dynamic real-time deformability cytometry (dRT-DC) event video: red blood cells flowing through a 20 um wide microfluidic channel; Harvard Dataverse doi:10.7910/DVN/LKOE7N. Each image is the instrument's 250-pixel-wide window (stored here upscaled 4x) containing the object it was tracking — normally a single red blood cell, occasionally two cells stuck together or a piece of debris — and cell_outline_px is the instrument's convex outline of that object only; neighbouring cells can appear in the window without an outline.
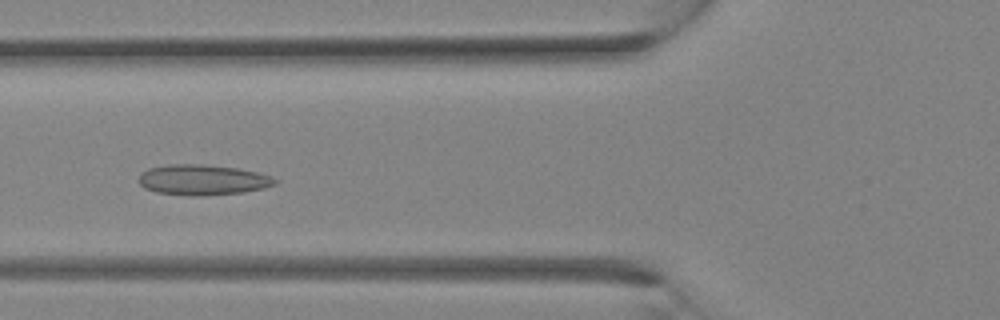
{"species": "Egyptian fruit bat (a non-hibernating species)", "species_latin": "Rousettus aegyptiacus", "temperature_condition": "room temperature", "stored_images_in_passage": 33, "camera_frame_rate_fps": 3000, "um_per_image_px": 0.085, "animal": {"sex": "female"}, "frame": {"image": 1, "passage_image": 13, "time_ms": 4.0, "image_size_px": [1000, 320], "cell_outline_px": [[280, 180], [276, 184], [264, 188], [244, 192], [196, 196], [156, 192], [144, 188], [136, 180], [140, 172], [148, 168], [168, 164], [200, 164], [236, 168], [256, 172], [272, 176]], "centroid_in_image_um": [17.2, 15.28], "position_along_channel_um": 108.6, "area_um2": 24.33}}
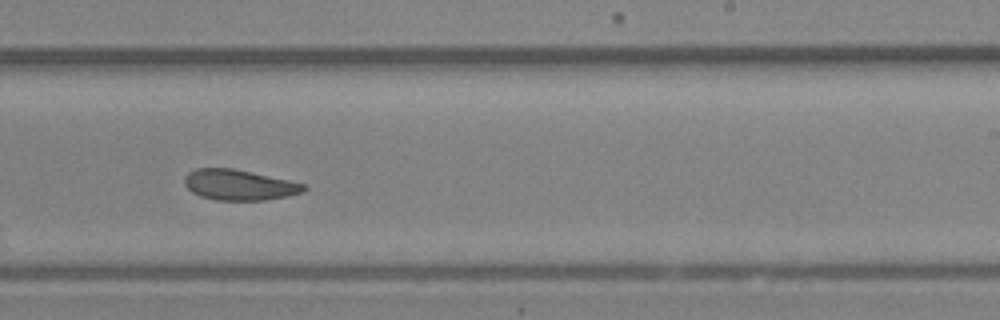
{"frame": {"image": 2, "passage_image": 21, "time_ms": 6.667, "image_size_px": [1000, 320], "cell_outline_px": [[308, 188], [304, 192], [288, 196], [264, 200], [216, 200], [200, 196], [192, 192], [184, 184], [184, 176], [188, 172], [196, 168], [232, 168], [252, 172], [308, 184]], "centroid_in_image_um": [20.35, 15.71], "position_along_channel_um": 268.6, "area_um2": 21.44}}
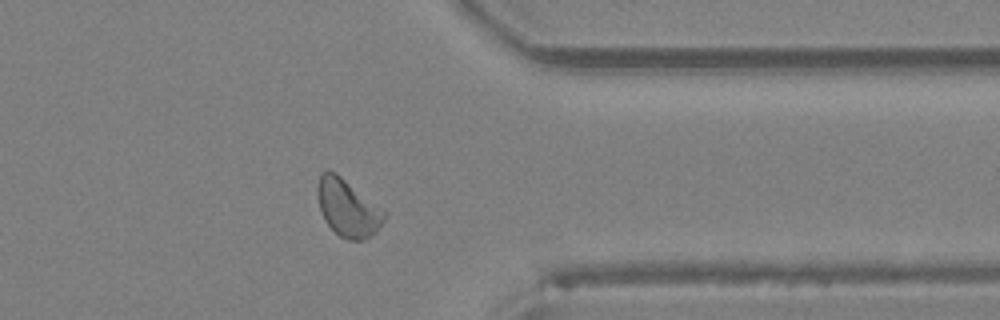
{"frame": {"image": 3, "passage_image": 27, "time_ms": 8.667, "image_size_px": [1000, 320], "cell_outline_px": [[388, 212], [384, 220], [376, 232], [372, 236], [364, 240], [348, 240], [340, 236], [324, 220], [320, 208], [316, 192], [316, 184], [320, 172], [328, 168], [336, 172]], "centroid_in_image_um": [29.55, 17.64], "position_along_channel_um": 381.9, "area_um2": 22.72}}